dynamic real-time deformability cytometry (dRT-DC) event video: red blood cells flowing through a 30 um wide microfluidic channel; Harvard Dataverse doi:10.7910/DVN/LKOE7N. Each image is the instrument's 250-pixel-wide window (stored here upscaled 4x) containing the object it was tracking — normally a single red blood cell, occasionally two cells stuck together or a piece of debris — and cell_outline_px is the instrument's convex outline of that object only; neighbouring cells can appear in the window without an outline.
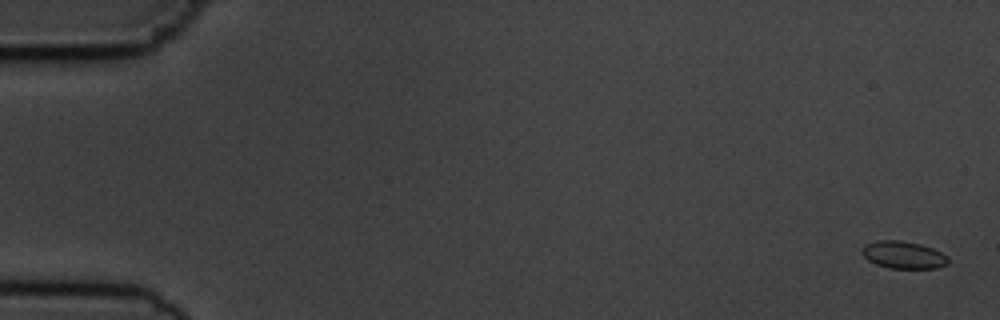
{"species": "common noctule bat (a hibernating species)", "species_latin": "Nyctalus noctula", "temperature_condition": "cold", "stored_images_in_passage": 5, "camera_frame_rate_fps": 3000, "um_per_image_px": 0.085, "animal": {"sex": "male", "body_mass_g": 19.5, "forearm_length_mm": 54.6}, "frame": {"image": 1, "passage_image": 1, "time_ms": 0.0, "image_size_px": [1000, 320], "cell_outline_px": [[948, 264], [936, 268], [888, 268], [876, 264], [868, 260], [860, 252], [860, 248], [864, 244], [876, 240], [900, 240], [920, 244], [932, 248], [948, 256]], "centroid_in_image_um": [76.74, 21.66], "position_along_channel_um": 8.3, "area_um2": 13.87}}
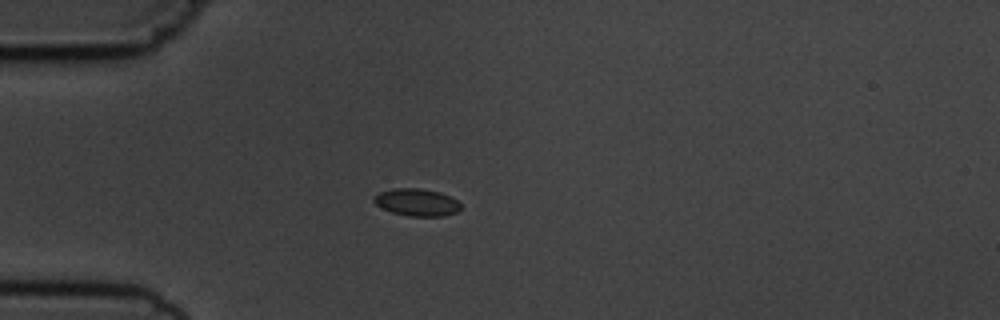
{"frame": {"image": 2, "passage_image": 5, "time_ms": 4.667, "image_size_px": [1000, 320], "cell_outline_px": [[460, 208], [456, 212], [444, 216], [408, 216], [392, 212], [376, 204], [372, 200], [372, 196], [380, 192], [392, 188], [420, 188], [440, 192], [456, 200], [460, 204]], "centroid_in_image_um": [35.39, 17.19], "position_along_channel_um": 49.6, "area_um2": 13.76}}